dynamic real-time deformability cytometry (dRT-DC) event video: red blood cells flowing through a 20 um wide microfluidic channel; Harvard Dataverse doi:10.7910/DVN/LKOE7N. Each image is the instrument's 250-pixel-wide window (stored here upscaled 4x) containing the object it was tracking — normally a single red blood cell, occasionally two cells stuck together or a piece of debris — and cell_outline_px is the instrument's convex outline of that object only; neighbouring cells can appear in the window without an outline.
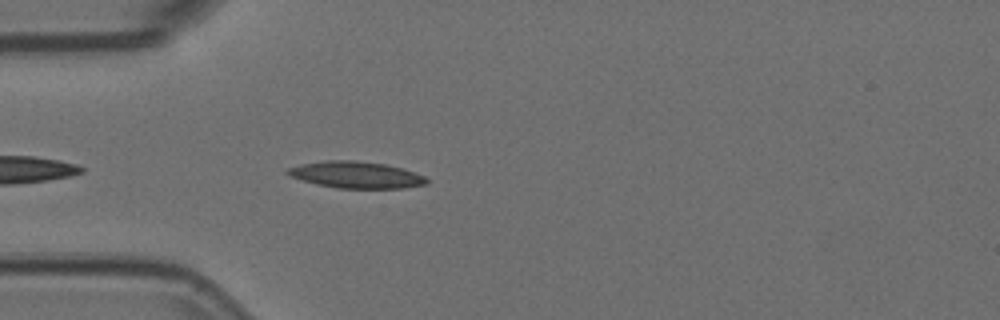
{"species": "Egyptian fruit bat (a non-hibernating species)", "species_latin": "Rousettus aegyptiacus", "temperature_condition": "room temperature", "stored_images_in_passage": 18, "camera_frame_rate_fps": 3000, "um_per_image_px": 0.085, "animal": {"sex": "female"}, "frame": {"image": 1, "passage_image": 3, "time_ms": 0.667, "image_size_px": [1000, 320], "cell_outline_px": [[428, 184], [404, 188], [336, 188], [316, 184], [288, 176], [284, 172], [288, 168], [300, 164], [324, 160], [356, 160], [384, 164], [400, 168], [424, 176], [428, 180]], "centroid_in_image_um": [30.21, 14.86], "position_along_channel_um": 54.8, "area_um2": 21.62}}
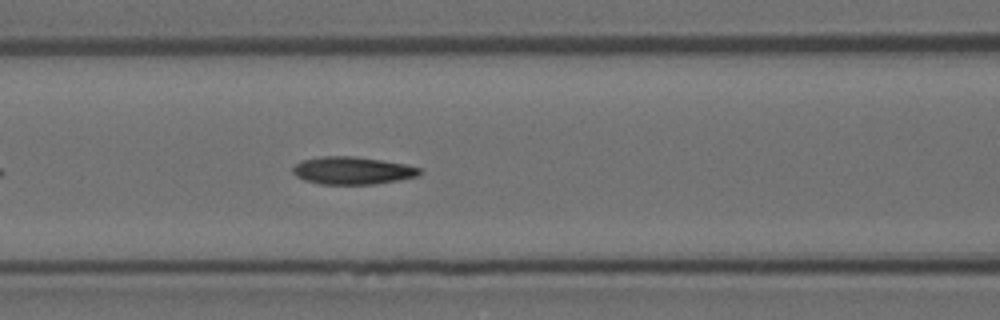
{"frame": {"image": 2, "passage_image": 10, "time_ms": 3.0, "image_size_px": [1000, 320], "cell_outline_px": [[424, 172], [420, 176], [400, 180], [376, 184], [320, 184], [304, 180], [296, 176], [292, 172], [292, 168], [296, 164], [304, 160], [320, 156], [352, 156], [408, 164], [420, 168]], "centroid_in_image_um": [30.01, 14.5], "position_along_channel_um": 136.6, "area_um2": 20.58}}
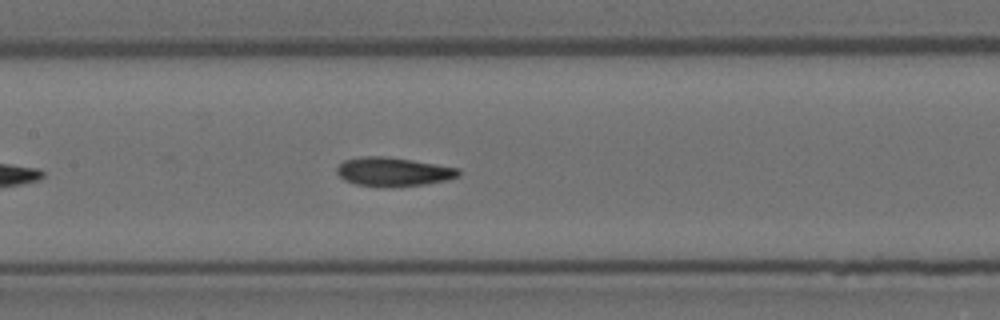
{"frame": {"image": 3, "passage_image": 13, "time_ms": 4.0, "image_size_px": [1000, 320], "cell_outline_px": [[460, 176], [448, 180], [424, 184], [392, 188], [356, 184], [344, 180], [336, 172], [336, 168], [344, 160], [360, 156], [388, 156], [460, 168]], "centroid_in_image_um": [33.44, 14.6], "position_along_channel_um": 174.0, "area_um2": 20.75}}